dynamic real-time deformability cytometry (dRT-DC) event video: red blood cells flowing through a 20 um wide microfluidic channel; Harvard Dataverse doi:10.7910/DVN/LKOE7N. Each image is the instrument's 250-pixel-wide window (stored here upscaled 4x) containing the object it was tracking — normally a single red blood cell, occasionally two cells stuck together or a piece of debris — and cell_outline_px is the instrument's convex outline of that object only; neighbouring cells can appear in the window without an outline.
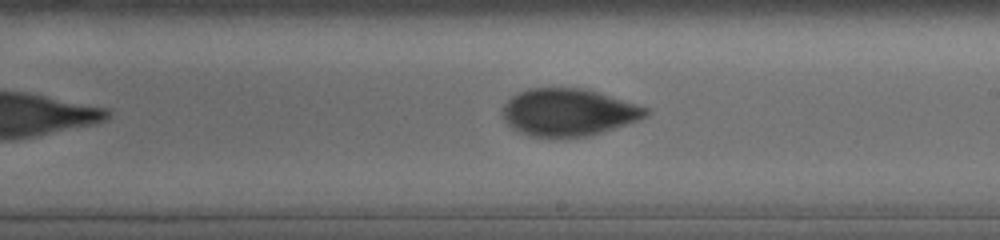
{"species": "human", "species_latin": "Homo sapiens", "temperature_condition": "cold", "stored_images_in_passage": 13, "segment_of_instrument_passage": [2, 2], "camera_frame_rate_fps": 3000, "um_per_image_px": 0.085, "donor": {"sex": "male"}, "frame": {"image": 1, "passage_image": 13, "time_ms": 5.667, "image_size_px": [1000, 240], "cell_outline_px": [[648, 116], [588, 136], [532, 136], [520, 132], [512, 128], [500, 116], [504, 104], [516, 92], [528, 88], [588, 88], [648, 108]], "centroid_in_image_um": [48.26, 9.51], "position_along_channel_um": 240.7, "area_um2": 39.25}}